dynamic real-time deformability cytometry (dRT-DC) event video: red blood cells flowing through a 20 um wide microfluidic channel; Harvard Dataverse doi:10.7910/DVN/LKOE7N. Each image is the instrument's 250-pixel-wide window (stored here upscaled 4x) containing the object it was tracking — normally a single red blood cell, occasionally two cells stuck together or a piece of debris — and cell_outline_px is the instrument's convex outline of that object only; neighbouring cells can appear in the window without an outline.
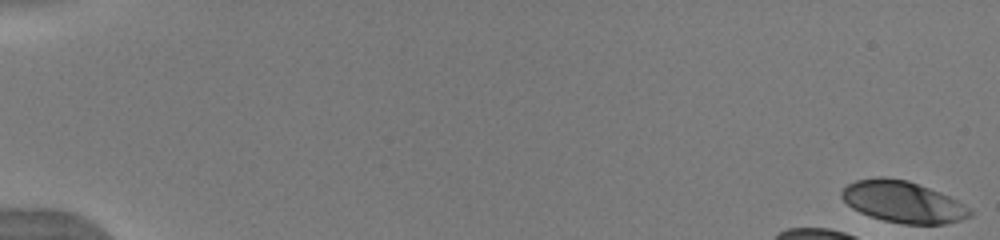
{"species": "human", "species_latin": "Homo sapiens", "temperature_condition": "warm", "stored_images_in_passage": 9, "camera_frame_rate_fps": 3000, "um_per_image_px": 0.085, "donor": {"sex": "male"}, "frame": {"image": 1, "passage_image": 1, "time_ms": 0.0, "image_size_px": [1000, 240], "cell_outline_px": [[972, 216], [960, 220], [944, 224], [904, 224], [884, 220], [860, 212], [852, 208], [840, 196], [840, 192], [848, 184], [856, 180], [876, 176], [884, 176], [908, 180], [940, 192], [972, 208]], "centroid_in_image_um": [76.76, 17.14], "position_along_channel_um": 8.2, "area_um2": 31.1}}